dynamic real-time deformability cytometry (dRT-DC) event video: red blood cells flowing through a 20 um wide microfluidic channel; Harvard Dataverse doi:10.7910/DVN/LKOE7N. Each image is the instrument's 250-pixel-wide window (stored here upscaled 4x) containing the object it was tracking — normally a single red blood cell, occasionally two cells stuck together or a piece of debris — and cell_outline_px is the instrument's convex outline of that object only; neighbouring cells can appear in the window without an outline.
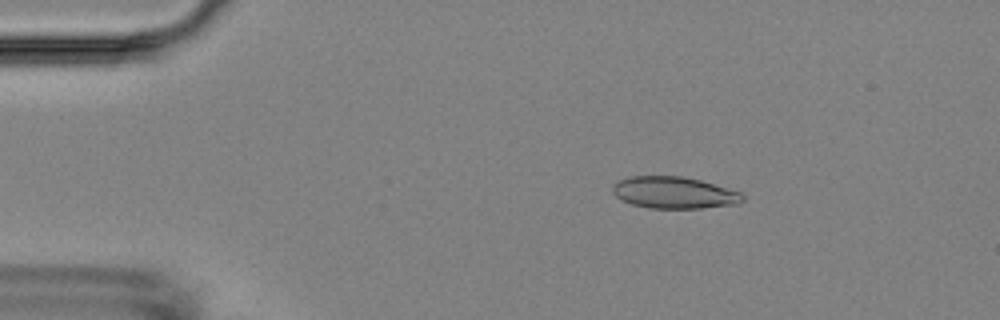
{"species": "Egyptian fruit bat (a non-hibernating species)", "species_latin": "Rousettus aegyptiacus", "temperature_condition": "room temperature", "stored_images_in_passage": 4, "camera_frame_rate_fps": 3000, "um_per_image_px": 0.085, "animal": {"sex": "female"}, "frame": {"image": 1, "passage_image": 2, "time_ms": 1.333, "image_size_px": [1000, 320], "cell_outline_px": [[744, 200], [740, 204], [700, 208], [648, 208], [632, 204], [616, 196], [612, 192], [612, 184], [628, 176], [680, 176], [700, 180], [740, 192], [744, 196]], "centroid_in_image_um": [57.29, 16.38], "position_along_channel_um": 27.7, "area_um2": 24.04}}